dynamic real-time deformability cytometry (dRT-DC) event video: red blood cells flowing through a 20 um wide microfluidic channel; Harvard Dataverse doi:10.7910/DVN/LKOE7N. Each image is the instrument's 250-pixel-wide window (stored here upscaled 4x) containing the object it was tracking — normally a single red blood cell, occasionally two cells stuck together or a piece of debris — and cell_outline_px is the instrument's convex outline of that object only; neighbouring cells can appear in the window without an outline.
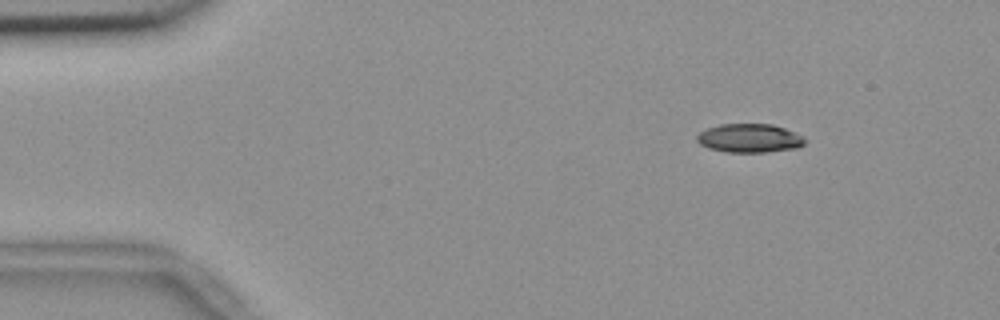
{"species": "common noctule bat (a hibernating species)", "species_latin": "Nyctalus noctula", "temperature_condition": "room temperature", "stored_images_in_passage": 49, "camera_frame_rate_fps": 3000, "um_per_image_px": 0.085, "animal": {"sex": "female", "body_mass_g": 18.4}, "frame": {"image": 1, "passage_image": 1, "time_ms": 0.0, "image_size_px": [1000, 320], "cell_outline_px": [[808, 140], [804, 144], [796, 148], [768, 152], [724, 152], [708, 148], [700, 144], [696, 140], [696, 136], [700, 132], [708, 128], [720, 124], [772, 124], [784, 128]], "centroid_in_image_um": [63.68, 11.75], "position_along_channel_um": 21.3, "area_um2": 18.03}}
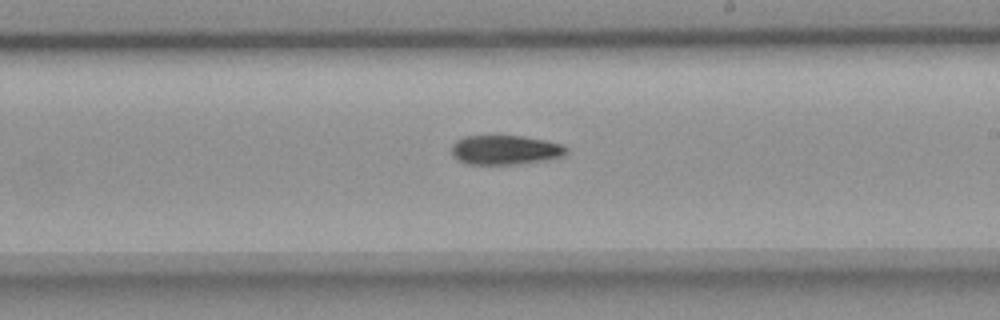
{"frame": {"image": 2, "passage_image": 26, "time_ms": 8.333, "image_size_px": [1000, 320], "cell_outline_px": [[568, 152], [564, 156], [540, 160], [512, 164], [468, 164], [460, 160], [452, 152], [452, 144], [456, 140], [464, 136], [524, 136], [548, 140], [564, 144], [568, 148]], "centroid_in_image_um": [42.99, 12.72], "position_along_channel_um": 246.0, "area_um2": 19.54}}
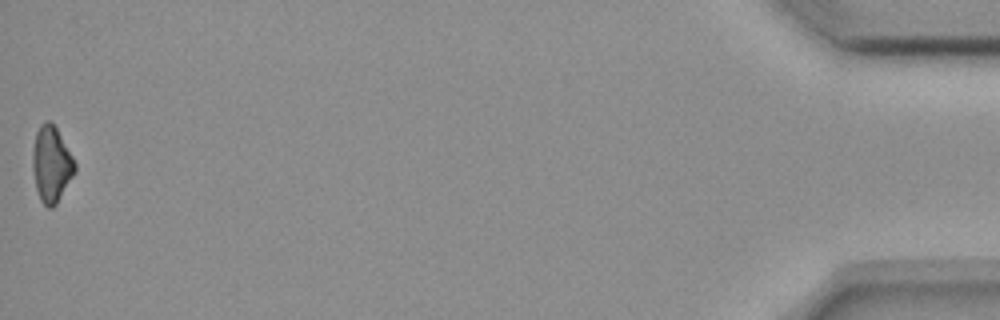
{"frame": {"image": 3, "passage_image": 49, "time_ms": 16.0, "image_size_px": [1000, 320], "cell_outline_px": [[76, 172], [56, 204], [52, 208], [48, 208], [40, 200], [36, 188], [32, 168], [32, 152], [36, 132], [40, 124], [44, 120], [48, 120], [56, 128], [72, 156], [76, 164]], "centroid_in_image_um": [4.36, 13.97], "position_along_channel_um": 430.8, "area_um2": 18.67}}